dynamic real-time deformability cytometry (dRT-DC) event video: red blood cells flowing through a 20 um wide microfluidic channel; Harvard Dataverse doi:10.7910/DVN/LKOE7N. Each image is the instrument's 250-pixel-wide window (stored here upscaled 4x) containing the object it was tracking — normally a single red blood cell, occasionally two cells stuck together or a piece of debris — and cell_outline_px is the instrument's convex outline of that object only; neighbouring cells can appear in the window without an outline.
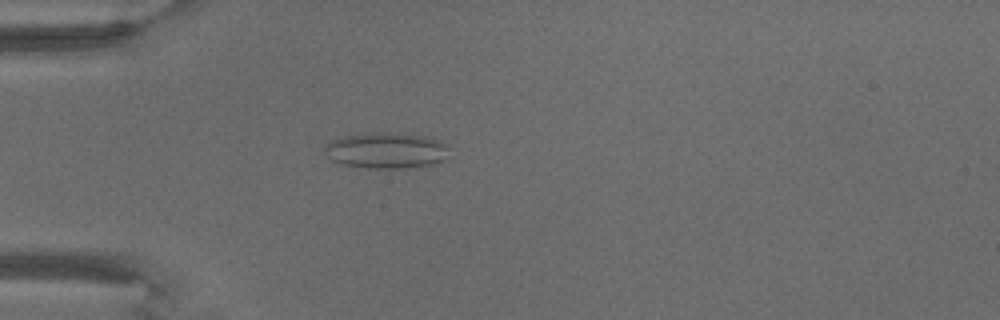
{"species": "common noctule bat (a hibernating species)", "species_latin": "Nyctalus noctula", "temperature_condition": "warm", "stored_images_in_passage": 10, "camera_frame_rate_fps": 3000, "um_per_image_px": 0.085, "animal": {"sex": "male", "body_mass_g": 18.8}, "frame": {"image": 1, "passage_image": 6, "time_ms": 7.0, "image_size_px": [1000, 320], "cell_outline_px": [[448, 148], [444, 160], [432, 164], [408, 168], [368, 168], [344, 164], [332, 160], [328, 156], [324, 148], [332, 140], [344, 136], [376, 132], [400, 132], [424, 136], [448, 144]], "centroid_in_image_um": [32.86, 12.78], "position_along_channel_um": 52.1, "area_um2": 25.95}}
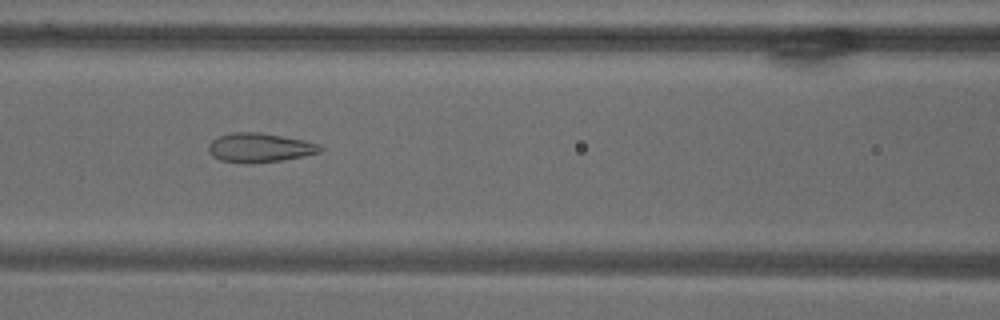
{"frame": {"image": 2, "passage_image": 9, "time_ms": 10.667, "image_size_px": [1000, 320], "cell_outline_px": [[324, 148], [320, 152], [304, 156], [256, 164], [244, 164], [220, 160], [212, 156], [208, 152], [208, 144], [216, 136], [232, 132], [260, 132], [304, 140], [320, 144]], "centroid_in_image_um": [22.04, 12.56], "position_along_channel_um": 144.6, "area_um2": 19.36}}